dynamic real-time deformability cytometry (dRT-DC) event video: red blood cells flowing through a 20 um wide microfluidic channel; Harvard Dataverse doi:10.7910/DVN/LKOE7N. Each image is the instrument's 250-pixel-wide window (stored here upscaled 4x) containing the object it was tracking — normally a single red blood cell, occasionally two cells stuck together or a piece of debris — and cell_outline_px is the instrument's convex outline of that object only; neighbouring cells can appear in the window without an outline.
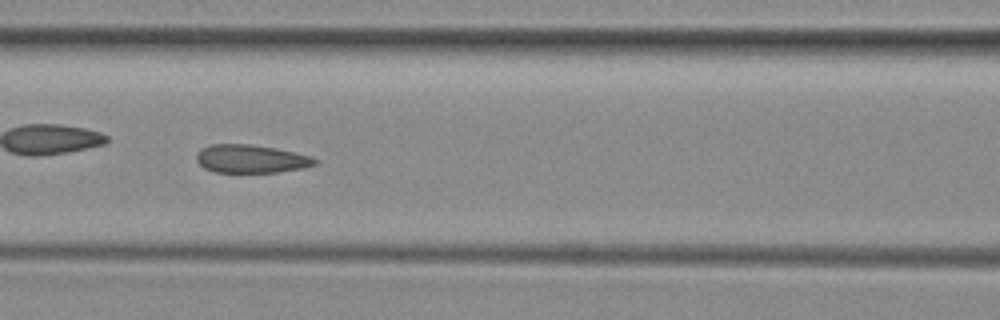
{"species": "common noctule bat (a hibernating species)", "species_latin": "Nyctalus noctula", "temperature_condition": "room temperature", "stored_images_in_passage": 46, "camera_frame_rate_fps": 3000, "um_per_image_px": 0.085, "animal": {"sex": "female", "body_mass_g": 29.2, "forearm_length_mm": 56.3}, "frame": {"image": 1, "passage_image": 20, "time_ms": 6.333, "image_size_px": [1000, 320], "cell_outline_px": [[320, 160], [316, 164], [304, 168], [280, 172], [216, 172], [204, 168], [196, 160], [196, 156], [200, 148], [208, 144], [248, 144], [276, 148], [308, 156]], "centroid_in_image_um": [21.31, 13.5], "position_along_channel_um": 145.3, "area_um2": 19.48}}